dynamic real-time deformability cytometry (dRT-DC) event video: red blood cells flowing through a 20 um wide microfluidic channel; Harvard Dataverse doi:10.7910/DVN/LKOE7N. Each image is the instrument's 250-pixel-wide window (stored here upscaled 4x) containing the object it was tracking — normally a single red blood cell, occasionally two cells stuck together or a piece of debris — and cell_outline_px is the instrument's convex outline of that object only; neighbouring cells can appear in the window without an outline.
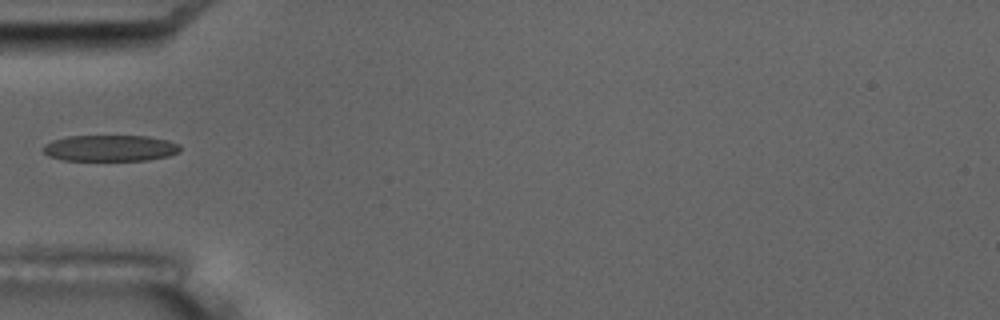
{"species": "common noctule bat (a hibernating species)", "species_latin": "Nyctalus noctula", "temperature_condition": "room temperature", "stored_images_in_passage": 2, "camera_frame_rate_fps": 3000, "um_per_image_px": 0.085, "animal": {"sex": "male", "body_mass_g": 17.5, "forearm_length_mm": 52.3}, "frame": {"image": 1, "passage_image": 2, "time_ms": 1.0, "image_size_px": [1000, 320], "cell_outline_px": [[180, 152], [168, 156], [148, 160], [64, 160], [48, 156], [40, 148], [44, 144], [52, 140], [68, 136], [148, 136], [168, 140], [180, 144]], "centroid_in_image_um": [9.35, 12.59], "position_along_channel_um": 75.6, "area_um2": 21.1}}